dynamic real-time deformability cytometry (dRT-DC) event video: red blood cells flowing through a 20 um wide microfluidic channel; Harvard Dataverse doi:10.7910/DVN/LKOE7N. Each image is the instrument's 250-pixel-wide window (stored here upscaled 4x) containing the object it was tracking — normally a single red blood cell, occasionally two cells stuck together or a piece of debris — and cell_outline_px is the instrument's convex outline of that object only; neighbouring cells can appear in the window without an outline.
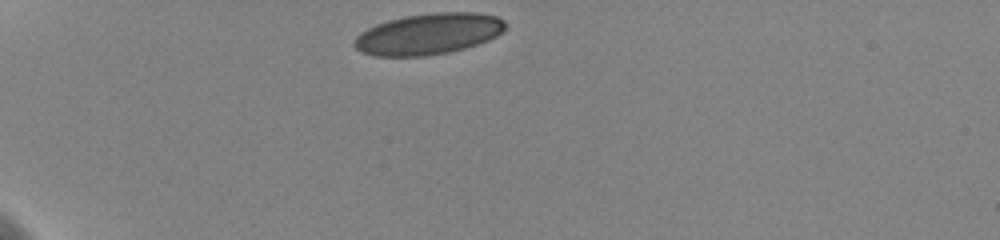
{"species": "human", "species_latin": "Homo sapiens", "temperature_condition": "cold", "stored_images_in_passage": 11, "camera_frame_rate_fps": 3000, "um_per_image_px": 0.085, "donor": {"sex": "female"}, "frame": {"image": 1, "passage_image": 1, "time_ms": 0.0, "image_size_px": [1000, 240], "cell_outline_px": [[504, 32], [488, 40], [464, 48], [448, 52], [424, 56], [376, 56], [360, 52], [352, 44], [356, 36], [360, 32], [376, 24], [388, 20], [404, 16], [436, 12], [476, 12], [496, 16], [504, 20]], "centroid_in_image_um": [36.39, 2.88], "position_along_channel_um": 48.6, "area_um2": 36.24}}